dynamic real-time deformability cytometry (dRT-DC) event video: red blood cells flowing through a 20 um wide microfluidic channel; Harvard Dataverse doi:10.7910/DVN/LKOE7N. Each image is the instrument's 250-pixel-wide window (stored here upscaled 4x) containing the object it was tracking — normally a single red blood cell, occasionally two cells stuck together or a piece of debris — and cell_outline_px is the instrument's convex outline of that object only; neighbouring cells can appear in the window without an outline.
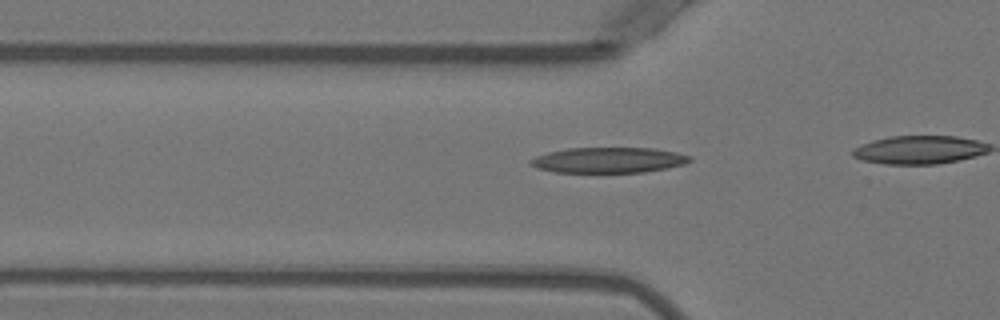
{"species": "Egyptian fruit bat (a non-hibernating species)", "species_latin": "Rousettus aegyptiacus", "temperature_condition": "warm", "stored_images_in_passage": 15, "camera_frame_rate_fps": 3000, "um_per_image_px": 0.085, "animal": {"sex": "female"}, "frame": {"image": 1, "passage_image": 10, "time_ms": 3.0, "image_size_px": [1000, 320], "cell_outline_px": [[692, 160], [684, 164], [668, 168], [644, 172], [556, 172], [536, 168], [528, 164], [528, 160], [536, 156], [548, 152], [568, 148], [656, 148], [676, 152], [692, 156]], "centroid_in_image_um": [51.73, 13.6], "position_along_channel_um": 74.1, "area_um2": 23.81}}
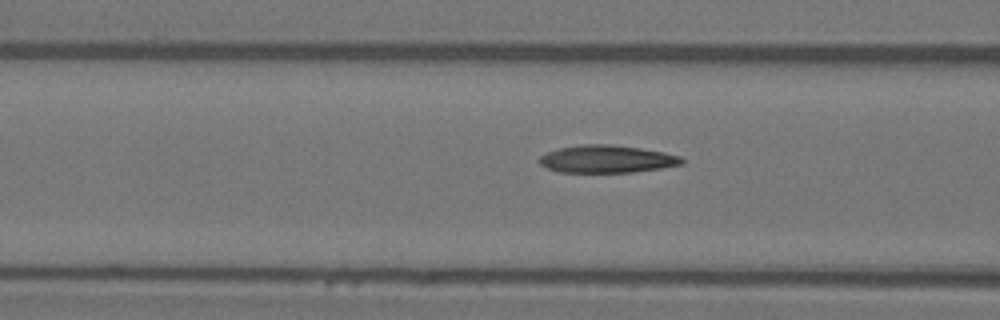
{"frame": {"image": 2, "passage_image": 13, "time_ms": 4.0, "image_size_px": [1000, 320], "cell_outline_px": [[684, 164], [660, 168], [632, 172], [560, 172], [548, 168], [540, 164], [536, 160], [540, 156], [548, 152], [560, 148], [580, 144], [608, 144], [640, 148], [664, 152], [680, 156], [684, 160]], "centroid_in_image_um": [51.57, 13.51], "position_along_channel_um": 115.0, "area_um2": 22.83}}